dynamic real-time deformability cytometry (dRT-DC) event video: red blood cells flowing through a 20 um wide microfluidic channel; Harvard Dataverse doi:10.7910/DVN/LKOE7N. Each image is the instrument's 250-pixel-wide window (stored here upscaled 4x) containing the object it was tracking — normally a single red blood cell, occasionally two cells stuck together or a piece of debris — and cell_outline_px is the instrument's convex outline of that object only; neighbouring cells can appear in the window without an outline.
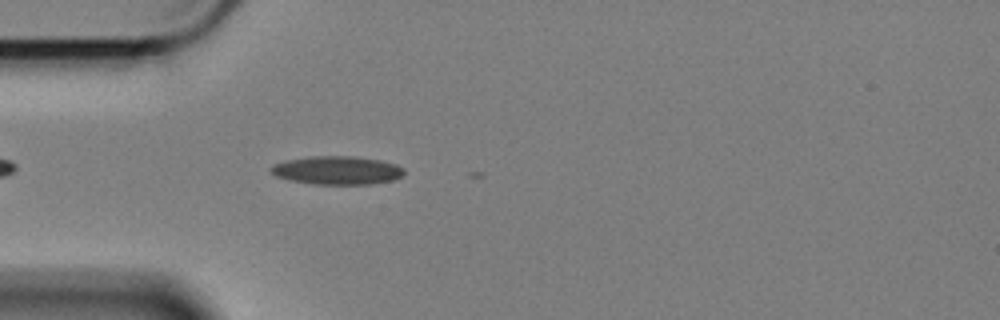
{"species": "Egyptian fruit bat (a non-hibernating species)", "species_latin": "Rousettus aegyptiacus", "temperature_condition": "cold", "stored_images_in_passage": 21, "camera_frame_rate_fps": 3000, "um_per_image_px": 0.085, "animal": {"sex": "female"}, "frame": {"image": 1, "passage_image": 6, "time_ms": 1.667, "image_size_px": [1000, 320], "cell_outline_px": [[404, 172], [400, 176], [392, 180], [368, 184], [312, 184], [288, 180], [276, 176], [268, 168], [272, 164], [284, 160], [312, 156], [352, 156], [380, 160], [396, 164], [404, 168]], "centroid_in_image_um": [28.6, 14.47], "position_along_channel_um": 56.4, "area_um2": 22.08}}
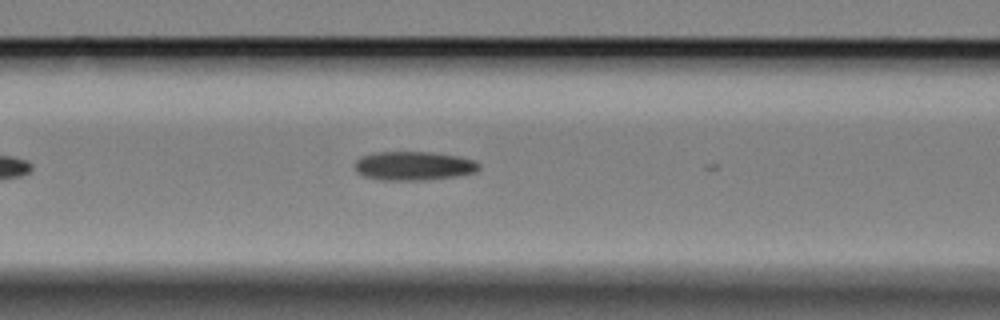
{"frame": {"image": 2, "passage_image": 13, "time_ms": 4.0, "image_size_px": [1000, 320], "cell_outline_px": [[480, 168], [476, 172], [452, 176], [424, 180], [384, 180], [364, 176], [356, 172], [356, 160], [360, 156], [376, 152], [432, 152], [456, 156], [472, 160], [480, 164]], "centroid_in_image_um": [35.13, 14.09], "position_along_channel_um": 131.5, "area_um2": 20.69}}
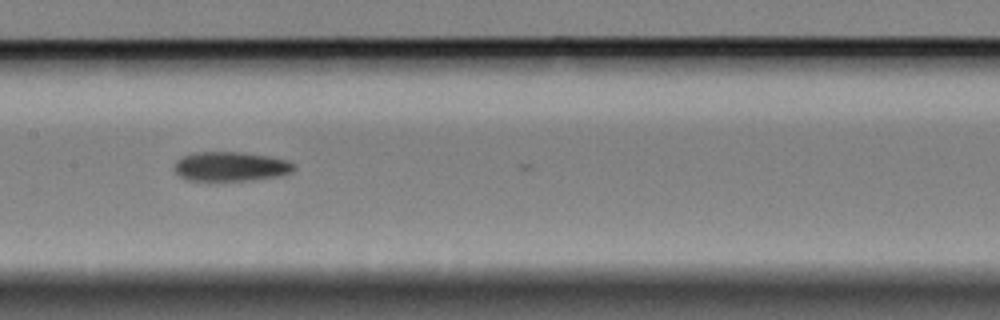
{"frame": {"image": 3, "passage_image": 18, "time_ms": 5.667, "image_size_px": [1000, 320], "cell_outline_px": [[296, 168], [292, 172], [276, 176], [252, 180], [188, 180], [180, 176], [172, 168], [176, 160], [184, 156], [196, 152], [236, 152], [268, 156], [288, 160]], "centroid_in_image_um": [19.58, 14.15], "position_along_channel_um": 187.8, "area_um2": 20.29}}